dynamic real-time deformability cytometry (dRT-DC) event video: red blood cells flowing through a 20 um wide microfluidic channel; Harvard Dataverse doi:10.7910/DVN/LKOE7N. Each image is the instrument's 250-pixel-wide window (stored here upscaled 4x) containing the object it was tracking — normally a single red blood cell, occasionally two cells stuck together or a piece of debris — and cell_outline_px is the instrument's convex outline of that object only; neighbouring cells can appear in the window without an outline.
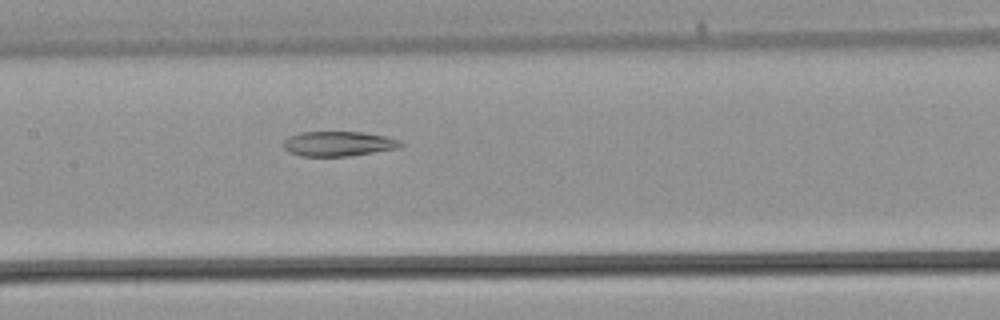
{"species": "common noctule bat (a hibernating species)", "species_latin": "Nyctalus noctula", "temperature_condition": "warm", "stored_images_in_passage": 34, "segment_of_instrument_passage": [2, 2], "camera_frame_rate_fps": 3000, "um_per_image_px": 0.085, "animal": {"sex": "male", "body_mass_g": 21.5, "forearm_length_mm": 52.0}, "frame": {"image": 1, "passage_image": 14, "time_ms": 4.333, "image_size_px": [1000, 320], "cell_outline_px": [[404, 144], [400, 148], [348, 156], [300, 156], [288, 152], [284, 148], [284, 140], [288, 136], [300, 132], [360, 132], [384, 136], [400, 140]], "centroid_in_image_um": [28.75, 12.22], "position_along_channel_um": 178.7, "area_um2": 16.99}}
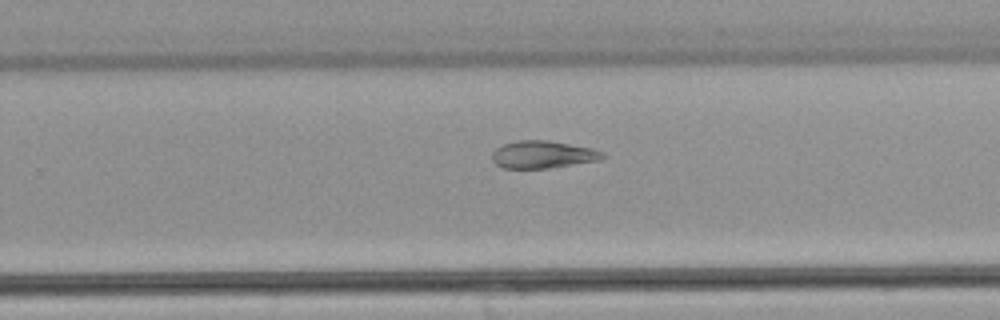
{"frame": {"image": 2, "passage_image": 20, "time_ms": 6.333, "image_size_px": [1000, 320], "cell_outline_px": [[604, 156], [600, 160], [548, 168], [504, 168], [496, 164], [492, 160], [492, 152], [496, 148], [504, 144], [516, 140], [548, 140], [592, 148], [604, 152]], "centroid_in_image_um": [46.13, 13.13], "position_along_channel_um": 283.7, "area_um2": 17.63}}
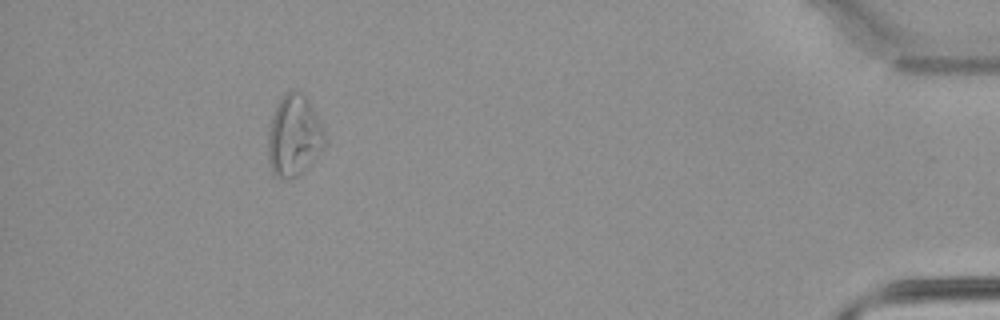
{"frame": {"image": 3, "passage_image": 31, "time_ms": 10.0, "image_size_px": [1000, 320], "cell_outline_px": [[324, 144], [304, 172], [288, 180], [276, 176], [272, 172], [268, 160], [268, 132], [272, 116], [284, 92], [292, 88], [300, 88], [304, 92], [324, 132]], "centroid_in_image_um": [24.95, 11.51], "position_along_channel_um": 410.2, "area_um2": 26.76}}